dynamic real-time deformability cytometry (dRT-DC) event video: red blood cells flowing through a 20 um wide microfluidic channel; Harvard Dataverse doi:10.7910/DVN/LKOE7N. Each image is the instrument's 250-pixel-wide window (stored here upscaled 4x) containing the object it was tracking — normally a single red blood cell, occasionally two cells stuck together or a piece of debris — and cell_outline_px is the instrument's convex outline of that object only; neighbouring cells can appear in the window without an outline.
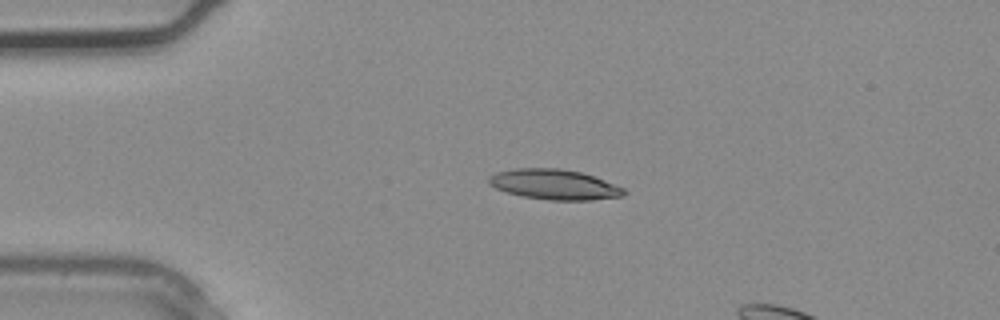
{"species": "common noctule bat (a hibernating species)", "species_latin": "Nyctalus noctula", "temperature_condition": "warm", "stored_images_in_passage": 3, "camera_frame_rate_fps": 3000, "um_per_image_px": 0.085, "animal": {"sex": "male", "body_mass_g": 20.4}, "frame": {"image": 1, "passage_image": 2, "time_ms": 0.333, "image_size_px": [1000, 320], "cell_outline_px": [[628, 192], [624, 196], [592, 200], [548, 200], [524, 196], [504, 192], [488, 184], [488, 176], [496, 172], [516, 168], [560, 168], [580, 172], [604, 180], [624, 188]], "centroid_in_image_um": [47.1, 15.68], "position_along_channel_um": 37.9, "area_um2": 23.87}}